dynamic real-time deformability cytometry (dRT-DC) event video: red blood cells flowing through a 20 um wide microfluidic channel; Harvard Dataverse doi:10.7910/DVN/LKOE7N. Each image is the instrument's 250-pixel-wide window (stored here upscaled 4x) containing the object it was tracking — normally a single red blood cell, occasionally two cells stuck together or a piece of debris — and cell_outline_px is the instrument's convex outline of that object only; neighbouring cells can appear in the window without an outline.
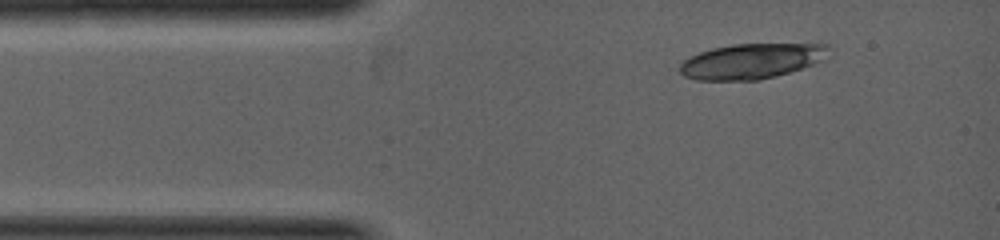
{"species": "common noctule bat (a hibernating species)", "species_latin": "Nyctalus noctula", "temperature_condition": "warm", "stored_images_in_passage": 2, "camera_frame_rate_fps": 5000, "um_per_image_px": 0.085, "animal": {"sex": "female", "body_mass_g": 19.0, "forearm_length_mm": 53.3}, "frame": {"image": 1, "passage_image": 1, "time_ms": 0.0, "image_size_px": [1000, 240], "cell_outline_px": [[828, 44], [824, 60], [788, 72], [756, 80], [696, 80], [684, 76], [680, 72], [680, 64], [684, 60], [700, 52], [712, 48], [732, 44]], "centroid_in_image_um": [63.82, 5.19], "position_along_channel_um": 21.2, "area_um2": 30.06}}